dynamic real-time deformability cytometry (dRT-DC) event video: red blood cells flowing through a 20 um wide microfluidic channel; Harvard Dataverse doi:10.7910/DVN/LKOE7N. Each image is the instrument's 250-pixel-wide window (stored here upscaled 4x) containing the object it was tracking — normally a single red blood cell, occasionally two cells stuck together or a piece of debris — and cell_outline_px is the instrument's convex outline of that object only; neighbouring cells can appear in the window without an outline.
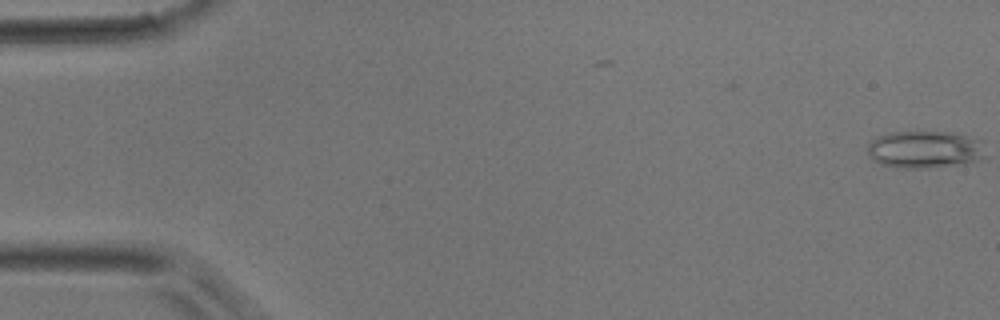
{"species": "common noctule bat (a hibernating species)", "species_latin": "Nyctalus noctula", "temperature_condition": "room temperature", "stored_images_in_passage": 4, "camera_frame_rate_fps": 3000, "um_per_image_px": 0.085, "animal": {"sex": "male", "body_mass_g": 17.9}, "frame": {"image": 1, "passage_image": 1, "time_ms": 0.0, "image_size_px": [1000, 320], "cell_outline_px": [[980, 156], [976, 160], [964, 164], [928, 168], [900, 168], [884, 164], [872, 160], [868, 156], [868, 144], [872, 140], [888, 132], [956, 132], [980, 140]], "centroid_in_image_um": [78.53, 12.7], "position_along_channel_um": 6.5, "area_um2": 25.32}}